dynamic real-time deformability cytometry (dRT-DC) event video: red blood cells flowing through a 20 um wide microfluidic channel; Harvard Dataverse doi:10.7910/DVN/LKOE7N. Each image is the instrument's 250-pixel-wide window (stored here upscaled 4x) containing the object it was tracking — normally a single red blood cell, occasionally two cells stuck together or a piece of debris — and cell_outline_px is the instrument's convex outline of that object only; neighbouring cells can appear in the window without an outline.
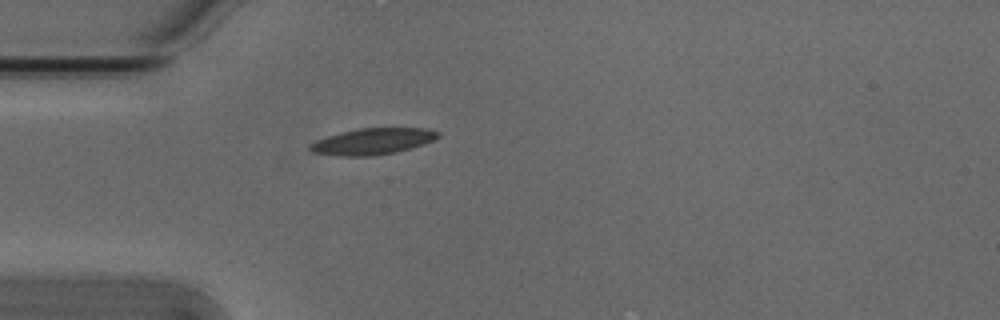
{"species": "Egyptian fruit bat (a non-hibernating species)", "species_latin": "Rousettus aegyptiacus", "temperature_condition": "cold", "stored_images_in_passage": 1, "camera_frame_rate_fps": 3000, "um_per_image_px": 0.085, "animal": {"sex": "male"}, "frame": {"image": 1, "passage_image": 1, "time_ms": 0.0, "image_size_px": [1000, 320], "cell_outline_px": [[440, 136], [424, 144], [412, 148], [396, 152], [372, 156], [340, 156], [312, 152], [308, 148], [316, 140], [340, 132], [360, 128], [428, 128], [440, 132]], "centroid_in_image_um": [31.71, 12.01], "position_along_channel_um": 53.3, "area_um2": 19.59}}